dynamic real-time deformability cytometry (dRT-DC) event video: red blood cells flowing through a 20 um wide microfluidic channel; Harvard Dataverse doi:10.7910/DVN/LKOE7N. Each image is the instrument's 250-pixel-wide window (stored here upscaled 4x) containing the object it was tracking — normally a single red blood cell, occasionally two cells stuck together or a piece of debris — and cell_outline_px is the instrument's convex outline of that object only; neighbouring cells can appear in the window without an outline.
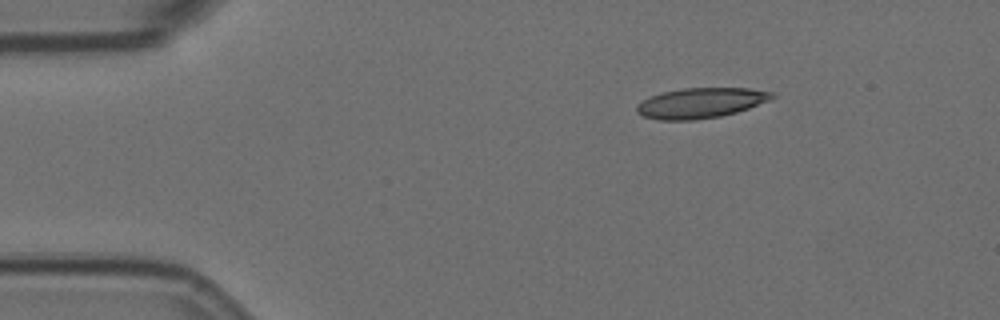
{"species": "Egyptian fruit bat (a non-hibernating species)", "species_latin": "Rousettus aegyptiacus", "temperature_condition": "room temperature", "stored_images_in_passage": 3, "camera_frame_rate_fps": 3000, "um_per_image_px": 0.085, "animal": {"sex": "female"}, "frame": {"image": 1, "passage_image": 1, "time_ms": 0.0, "image_size_px": [1000, 320], "cell_outline_px": [[776, 96], [772, 100], [736, 112], [720, 116], [692, 120], [660, 120], [644, 116], [636, 112], [636, 104], [648, 96], [660, 92], [684, 88], [748, 88], [772, 92]], "centroid_in_image_um": [59.54, 8.74], "position_along_channel_um": 25.5, "area_um2": 23.99}}